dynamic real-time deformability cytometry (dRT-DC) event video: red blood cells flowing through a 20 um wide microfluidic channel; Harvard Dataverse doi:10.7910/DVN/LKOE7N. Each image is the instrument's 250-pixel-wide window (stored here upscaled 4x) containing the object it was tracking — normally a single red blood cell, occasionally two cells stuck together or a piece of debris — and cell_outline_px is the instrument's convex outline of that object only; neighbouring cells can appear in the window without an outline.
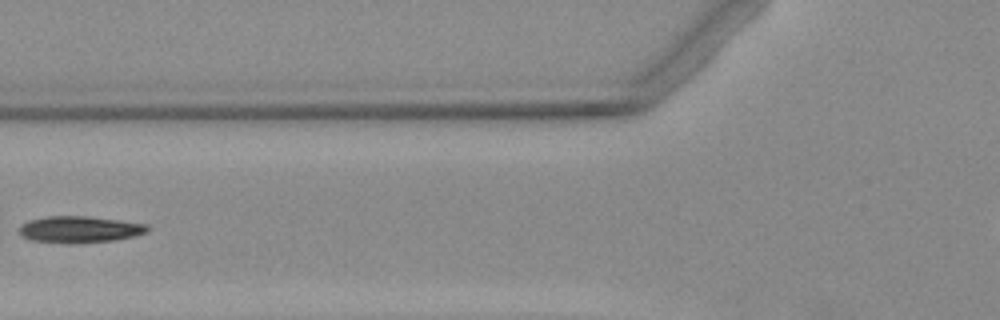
{"species": "Egyptian fruit bat (a non-hibernating species)", "species_latin": "Rousettus aegyptiacus", "temperature_condition": "warm", "stored_images_in_passage": 3, "camera_frame_rate_fps": 3000, "um_per_image_px": 0.085, "animal": {"sex": "female"}, "frame": {"image": 1, "passage_image": 3, "time_ms": 2.333, "image_size_px": [1000, 320], "cell_outline_px": [[152, 228], [148, 232], [116, 240], [72, 244], [64, 244], [32, 240], [20, 236], [16, 228], [20, 224], [28, 220], [48, 216], [84, 216], [120, 220], [148, 224]], "centroid_in_image_um": [6.73, 19.51], "position_along_channel_um": 119.1, "area_um2": 20.35}}